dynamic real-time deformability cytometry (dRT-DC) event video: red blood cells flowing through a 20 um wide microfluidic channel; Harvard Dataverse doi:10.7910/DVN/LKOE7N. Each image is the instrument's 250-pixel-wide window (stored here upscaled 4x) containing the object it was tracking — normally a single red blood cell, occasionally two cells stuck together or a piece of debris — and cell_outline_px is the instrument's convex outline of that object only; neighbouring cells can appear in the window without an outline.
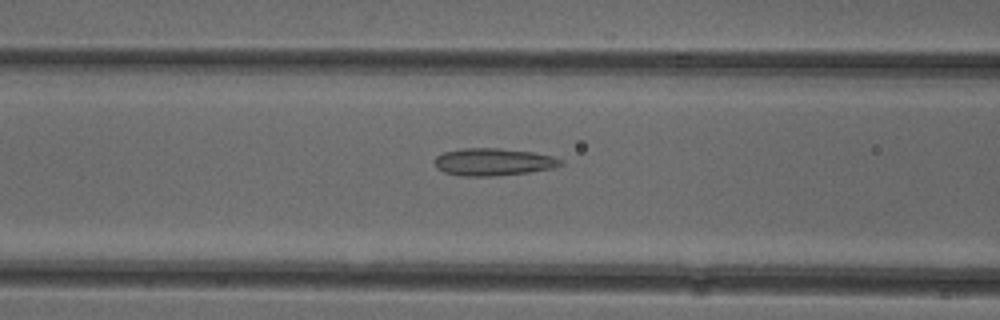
{"species": "common noctule bat (a hibernating species)", "species_latin": "Nyctalus noctula", "temperature_condition": "cold", "stored_images_in_passage": 45, "camera_frame_rate_fps": 3000, "um_per_image_px": 0.085, "animal": {"sex": "female"}, "frame": {"image": 1, "passage_image": 21, "time_ms": 6.667, "image_size_px": [1000, 320], "cell_outline_px": [[564, 164], [552, 168], [528, 172], [496, 176], [460, 176], [444, 172], [436, 168], [432, 160], [436, 156], [444, 152], [460, 148], [500, 148], [532, 152], [552, 156], [564, 160]], "centroid_in_image_um": [41.89, 13.76], "position_along_channel_um": 124.7, "area_um2": 20.35}}
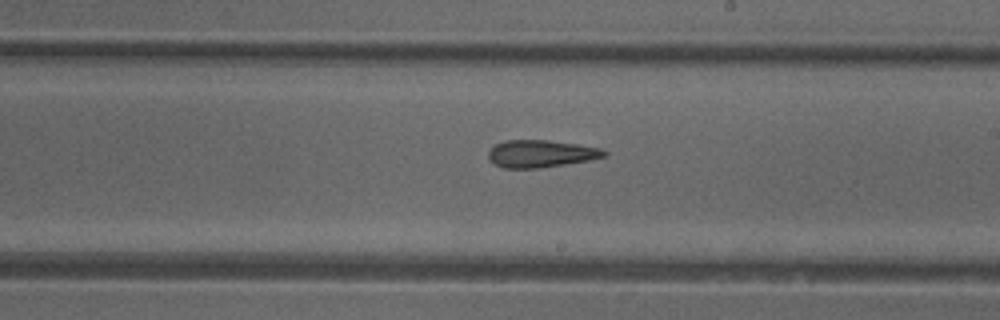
{"frame": {"image": 2, "passage_image": 30, "time_ms": 9.667, "image_size_px": [1000, 320], "cell_outline_px": [[608, 152], [604, 156], [588, 160], [564, 164], [536, 168], [504, 168], [488, 160], [488, 152], [496, 144], [504, 140], [548, 140], [576, 144], [600, 148]], "centroid_in_image_um": [45.93, 13.06], "position_along_channel_um": 243.1, "area_um2": 18.21}}
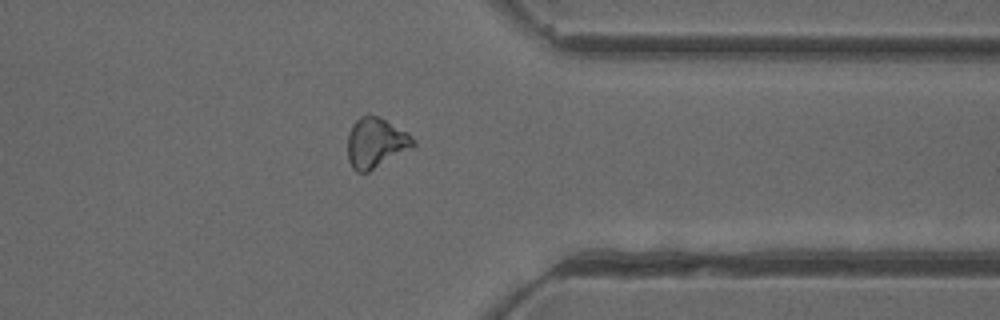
{"frame": {"image": 3, "passage_image": 41, "time_ms": 13.333, "image_size_px": [1000, 320], "cell_outline_px": [[416, 144], [412, 148], [368, 172], [356, 172], [352, 168], [348, 160], [348, 132], [352, 124], [360, 116], [368, 112], [408, 132], [416, 140]], "centroid_in_image_um": [31.93, 12.13], "position_along_channel_um": 379.5, "area_um2": 19.31}}